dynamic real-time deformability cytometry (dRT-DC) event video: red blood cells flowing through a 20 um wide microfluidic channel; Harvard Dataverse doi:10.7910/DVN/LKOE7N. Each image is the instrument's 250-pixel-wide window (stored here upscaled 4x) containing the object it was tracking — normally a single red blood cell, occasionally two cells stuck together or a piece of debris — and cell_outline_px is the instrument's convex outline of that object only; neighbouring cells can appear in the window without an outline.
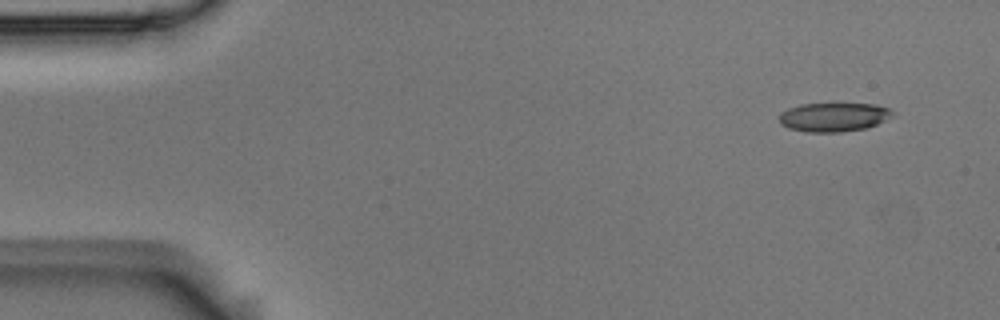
{"species": "Egyptian fruit bat (a non-hibernating species)", "species_latin": "Rousettus aegyptiacus", "temperature_condition": "room temperature", "stored_images_in_passage": 8, "camera_frame_rate_fps": 3000, "um_per_image_px": 0.085, "animal": {"sex": "male"}, "frame": {"image": 1, "passage_image": 1, "time_ms": 0.0, "image_size_px": [1000, 320], "cell_outline_px": [[892, 116], [868, 128], [840, 132], [804, 132], [788, 128], [780, 124], [780, 112], [788, 108], [800, 104], [876, 104], [888, 108], [892, 112]], "centroid_in_image_um": [70.82, 9.96], "position_along_channel_um": 14.2, "area_um2": 19.07}}
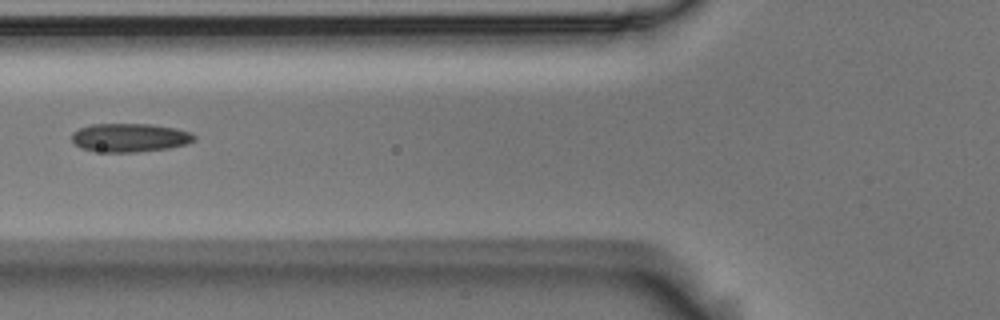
{"frame": {"image": 2, "passage_image": 5, "time_ms": 1.333, "image_size_px": [1000, 320], "cell_outline_px": [[196, 140], [188, 144], [168, 148], [136, 152], [104, 152], [80, 148], [72, 144], [72, 132], [80, 128], [92, 124], [148, 124], [176, 128], [192, 132], [196, 136]], "centroid_in_image_um": [11.04, 11.7], "position_along_channel_um": 114.8, "area_um2": 20.58}}
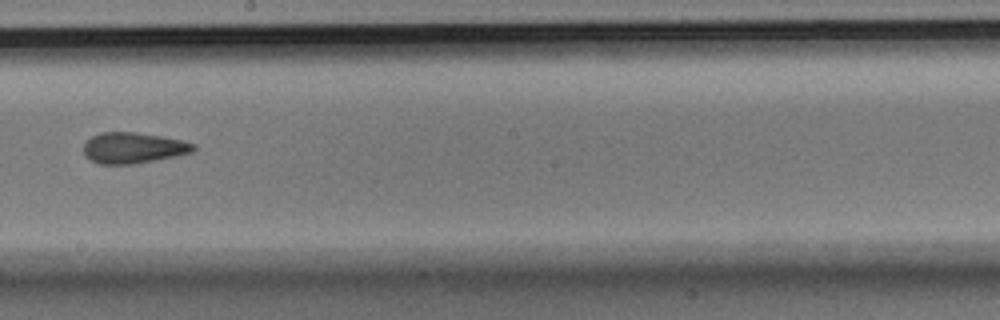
{"frame": {"image": 3, "passage_image": 8, "time_ms": 2.333, "image_size_px": [1000, 320], "cell_outline_px": [[196, 148], [192, 152], [176, 156], [156, 160], [132, 164], [100, 164], [84, 156], [84, 144], [92, 136], [100, 132], [136, 132], [160, 136], [180, 140], [196, 144]], "centroid_in_image_um": [11.32, 12.57], "position_along_channel_um": 236.9, "area_um2": 19.71}}